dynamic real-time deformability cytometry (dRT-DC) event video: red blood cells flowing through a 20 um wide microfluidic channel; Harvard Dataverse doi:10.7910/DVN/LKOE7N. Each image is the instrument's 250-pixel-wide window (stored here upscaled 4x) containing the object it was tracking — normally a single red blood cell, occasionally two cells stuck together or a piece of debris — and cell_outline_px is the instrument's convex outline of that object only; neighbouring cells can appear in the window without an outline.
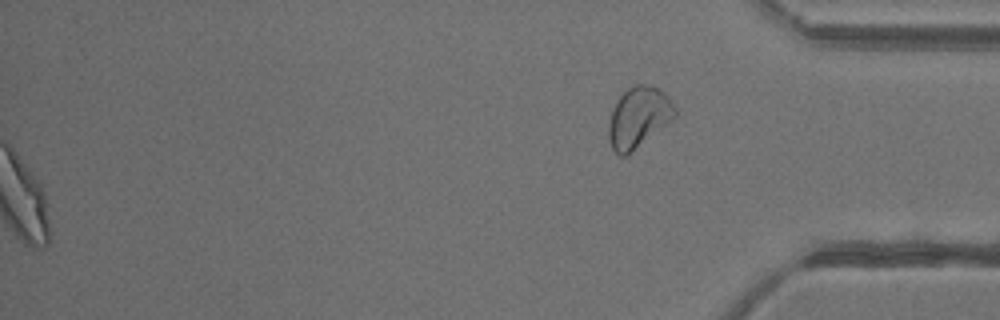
{"species": "common noctule bat (a hibernating species)", "species_latin": "Nyctalus noctula", "temperature_condition": "warm", "stored_images_in_passage": 47, "segment_of_instrument_passage": [2, 2], "camera_frame_rate_fps": 3000, "um_per_image_px": 0.085, "animal": {"sex": "female"}, "frame": {"image": 1, "passage_image": 47, "time_ms": 15.333, "image_size_px": [1000, 320], "cell_outline_px": [[676, 116], [672, 120], [632, 152], [624, 156], [620, 156], [612, 148], [608, 140], [608, 124], [612, 108], [616, 100], [628, 88], [636, 84], [652, 84], [664, 92], [672, 100], [676, 108]], "centroid_in_image_um": [54.27, 9.96], "position_along_channel_um": 380.9, "area_um2": 23.7}}